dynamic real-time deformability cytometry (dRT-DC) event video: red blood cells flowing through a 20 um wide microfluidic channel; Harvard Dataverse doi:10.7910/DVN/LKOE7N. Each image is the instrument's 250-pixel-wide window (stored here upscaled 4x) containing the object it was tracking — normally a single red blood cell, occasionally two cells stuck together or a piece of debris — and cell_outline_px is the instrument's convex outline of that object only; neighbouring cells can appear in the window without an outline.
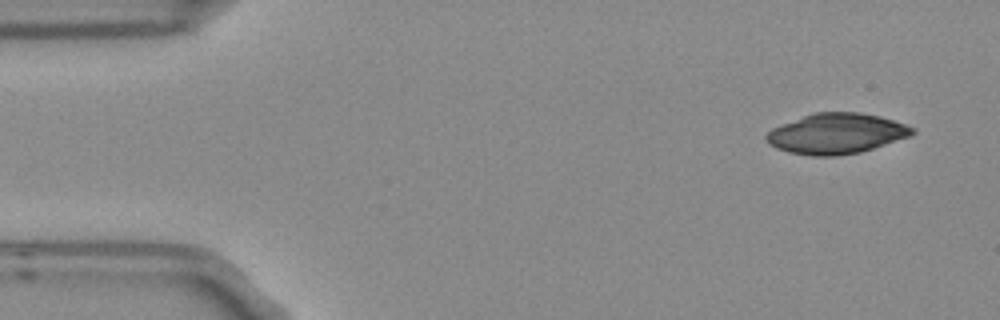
{"species": "Egyptian fruit bat (a non-hibernating species)", "species_latin": "Rousettus aegyptiacus", "temperature_condition": "room temperature", "stored_images_in_passage": 4, "camera_frame_rate_fps": 3000, "um_per_image_px": 0.085, "frame": {"image": 1, "passage_image": 1, "time_ms": 0.0, "image_size_px": [1000, 320], "cell_outline_px": [[916, 132], [908, 136], [860, 152], [836, 156], [812, 156], [788, 152], [776, 148], [768, 144], [764, 136], [772, 128], [804, 116], [816, 112], [860, 112], [880, 116], [916, 128]], "centroid_in_image_um": [71.06, 11.36], "position_along_channel_um": 13.9, "area_um2": 34.1}}